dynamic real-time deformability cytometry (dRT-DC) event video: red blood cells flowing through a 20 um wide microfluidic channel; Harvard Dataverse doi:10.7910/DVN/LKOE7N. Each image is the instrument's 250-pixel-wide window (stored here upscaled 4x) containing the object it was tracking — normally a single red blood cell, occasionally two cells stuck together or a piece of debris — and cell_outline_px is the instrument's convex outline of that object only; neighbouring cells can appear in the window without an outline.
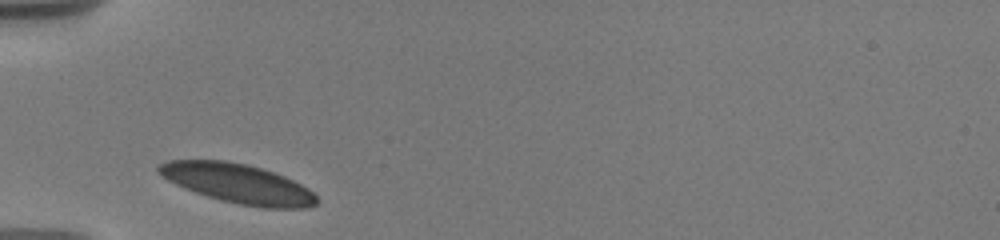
{"species": "human", "species_latin": "Homo sapiens", "temperature_condition": "warm", "stored_images_in_passage": 10, "camera_frame_rate_fps": 3000, "um_per_image_px": 0.085, "donor": {"sex": "male"}, "frame": {"image": 1, "passage_image": 1, "time_ms": 0.0, "image_size_px": [1000, 240], "cell_outline_px": [[320, 200], [316, 204], [308, 208], [264, 208], [240, 204], [220, 200], [196, 192], [176, 184], [168, 180], [156, 168], [160, 164], [168, 160], [228, 160], [260, 168], [284, 176], [308, 188]], "centroid_in_image_um": [20.26, 15.61], "position_along_channel_um": 64.7, "area_um2": 35.89}}
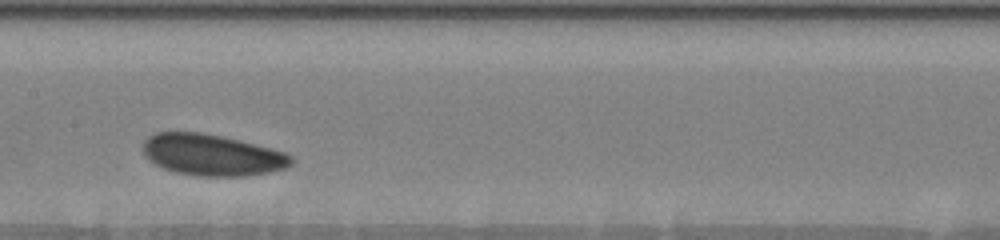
{"frame": {"image": 2, "passage_image": 6, "time_ms": 3.667, "image_size_px": [1000, 240], "cell_outline_px": [[292, 164], [288, 168], [268, 172], [244, 176], [200, 176], [176, 172], [164, 168], [148, 160], [144, 156], [144, 140], [148, 136], [156, 132], [200, 132], [240, 140], [284, 152], [292, 156]], "centroid_in_image_um": [18.02, 13.17], "position_along_channel_um": 189.4, "area_um2": 35.6}}
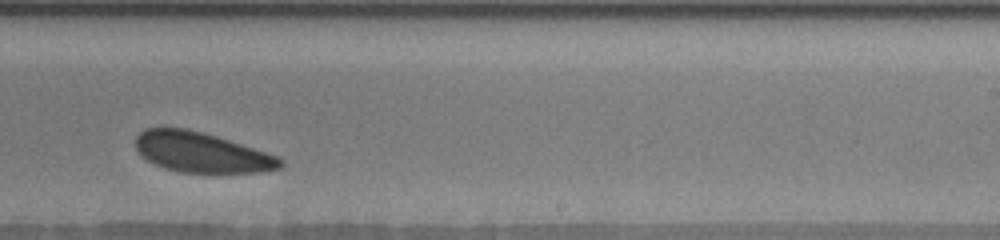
{"frame": {"image": 3, "passage_image": 9, "time_ms": 6.0, "image_size_px": [1000, 240], "cell_outline_px": [[284, 164], [280, 168], [260, 172], [180, 172], [164, 168], [140, 156], [136, 148], [136, 136], [140, 132], [148, 128], [184, 128], [216, 136], [280, 156], [284, 160]], "centroid_in_image_um": [17.15, 12.95], "position_along_channel_um": 271.9, "area_um2": 33.64}}